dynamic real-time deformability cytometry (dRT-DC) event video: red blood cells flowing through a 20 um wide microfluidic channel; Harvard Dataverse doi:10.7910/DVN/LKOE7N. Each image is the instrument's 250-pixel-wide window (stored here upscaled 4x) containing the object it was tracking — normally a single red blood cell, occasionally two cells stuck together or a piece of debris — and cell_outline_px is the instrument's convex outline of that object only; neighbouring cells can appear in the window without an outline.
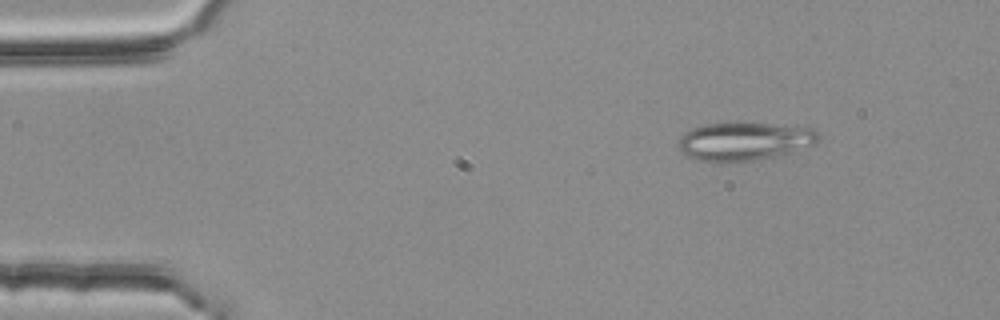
{"species": "common noctule bat (a hibernating species)", "species_latin": "Nyctalus noctula", "temperature_condition": "room temperature", "stored_images_in_passage": 4, "camera_frame_rate_fps": 3000, "um_per_image_px": 0.085, "animal": {"sex": "female", "body_mass_g": 25.1}, "frame": {"image": 1, "passage_image": 2, "time_ms": 0.333, "image_size_px": [1000, 320], "cell_outline_px": [[820, 140], [812, 144], [788, 152], [756, 160], [696, 160], [684, 156], [680, 152], [680, 136], [684, 132], [692, 128], [704, 124], [768, 124], [808, 128], [816, 132], [820, 136]], "centroid_in_image_um": [63.2, 12.0], "position_along_channel_um": 21.8, "area_um2": 30.0}}